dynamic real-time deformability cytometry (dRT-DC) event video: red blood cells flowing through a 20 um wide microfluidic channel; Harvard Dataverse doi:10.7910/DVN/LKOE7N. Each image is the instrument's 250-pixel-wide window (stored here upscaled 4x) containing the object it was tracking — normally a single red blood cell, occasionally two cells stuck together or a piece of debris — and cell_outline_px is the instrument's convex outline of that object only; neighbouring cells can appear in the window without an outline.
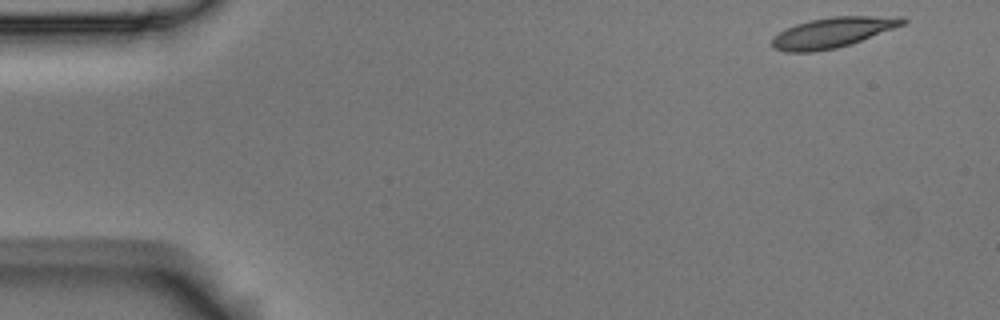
{"species": "Egyptian fruit bat (a non-hibernating species)", "species_latin": "Rousettus aegyptiacus", "temperature_condition": "room temperature", "stored_images_in_passage": 11, "camera_frame_rate_fps": 3000, "um_per_image_px": 0.085, "animal": {"sex": "male"}, "frame": {"image": 1, "passage_image": 1, "time_ms": 0.0, "image_size_px": [1000, 320], "cell_outline_px": [[908, 20], [904, 24], [852, 44], [836, 48], [812, 52], [788, 52], [772, 48], [772, 36], [796, 24], [812, 20], [832, 16], [900, 16]], "centroid_in_image_um": [70.78, 2.76], "position_along_channel_um": 14.2, "area_um2": 22.95}}